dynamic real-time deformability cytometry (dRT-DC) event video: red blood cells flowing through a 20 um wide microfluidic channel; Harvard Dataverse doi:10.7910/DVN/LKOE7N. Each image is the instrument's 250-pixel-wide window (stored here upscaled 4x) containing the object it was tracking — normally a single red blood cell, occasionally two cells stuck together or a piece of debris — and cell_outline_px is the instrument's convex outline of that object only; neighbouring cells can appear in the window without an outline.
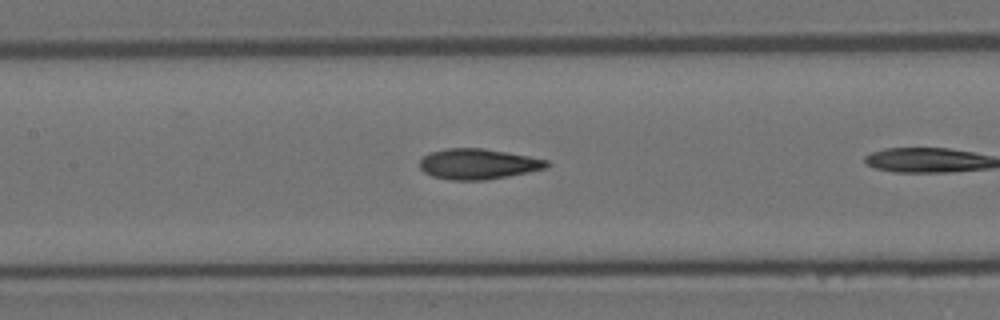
{"species": "Egyptian fruit bat (a non-hibernating species)", "species_latin": "Rousettus aegyptiacus", "temperature_condition": "room temperature", "stored_images_in_passage": 11, "camera_frame_rate_fps": 3000, "um_per_image_px": 0.085, "animal": {"sex": "female"}, "frame": {"image": 1, "passage_image": 10, "time_ms": 3.0, "image_size_px": [1000, 320], "cell_outline_px": [[552, 164], [548, 168], [508, 176], [484, 180], [448, 180], [432, 176], [424, 172], [420, 168], [420, 160], [424, 156], [432, 152], [448, 148], [484, 148], [528, 156], [548, 160]], "centroid_in_image_um": [40.66, 13.94], "position_along_channel_um": 166.7, "area_um2": 22.6}}